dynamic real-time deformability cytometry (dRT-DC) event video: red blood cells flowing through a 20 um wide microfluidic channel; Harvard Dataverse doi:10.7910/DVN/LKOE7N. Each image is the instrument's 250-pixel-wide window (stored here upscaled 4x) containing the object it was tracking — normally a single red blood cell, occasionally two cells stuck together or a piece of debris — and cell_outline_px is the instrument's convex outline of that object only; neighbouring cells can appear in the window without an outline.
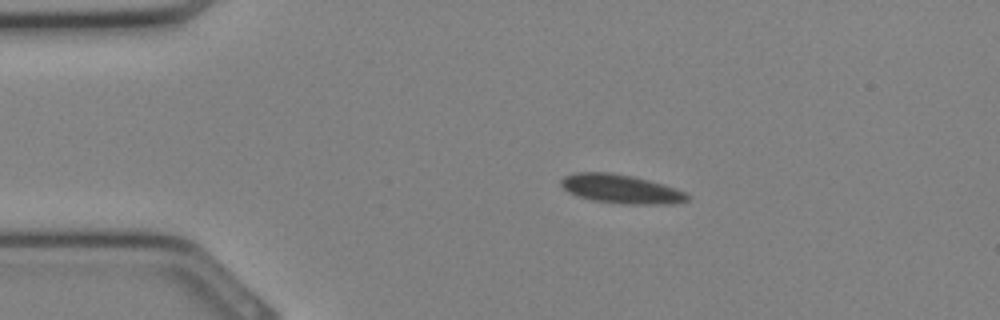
{"species": "Egyptian fruit bat (a non-hibernating species)", "species_latin": "Rousettus aegyptiacus", "temperature_condition": "cold", "stored_images_in_passage": 33, "camera_frame_rate_fps": 3000, "um_per_image_px": 0.085, "animal": {"sex": "female"}, "frame": {"image": 1, "passage_image": 6, "time_ms": 1.667, "image_size_px": [1000, 320], "cell_outline_px": [[692, 196], [688, 200], [672, 204], [628, 204], [592, 200], [576, 196], [568, 192], [560, 184], [560, 180], [564, 176], [576, 172], [612, 172], [632, 176], [664, 184], [676, 188]], "centroid_in_image_um": [52.78, 16.06], "position_along_channel_um": 32.2, "area_um2": 21.39}}
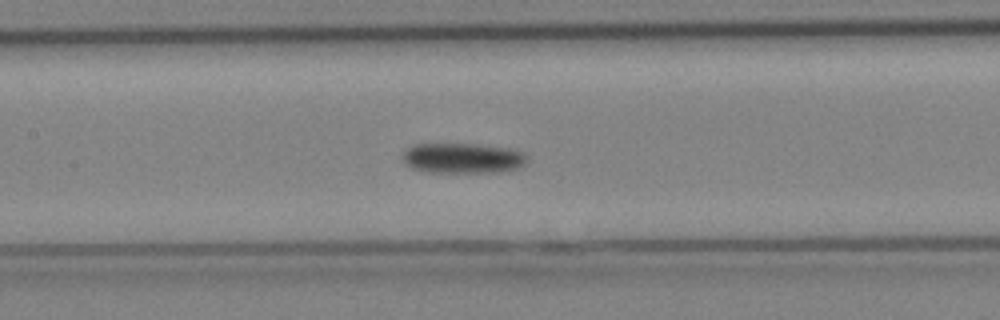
{"frame": {"image": 2, "passage_image": 15, "time_ms": 4.667, "image_size_px": [1000, 320], "cell_outline_px": [[528, 160], [520, 168], [500, 172], [428, 172], [412, 168], [404, 164], [400, 156], [400, 152], [412, 144], [480, 144], [516, 148], [524, 152], [528, 156]], "centroid_in_image_um": [39.34, 13.43], "position_along_channel_um": 168.1, "area_um2": 22.72}}
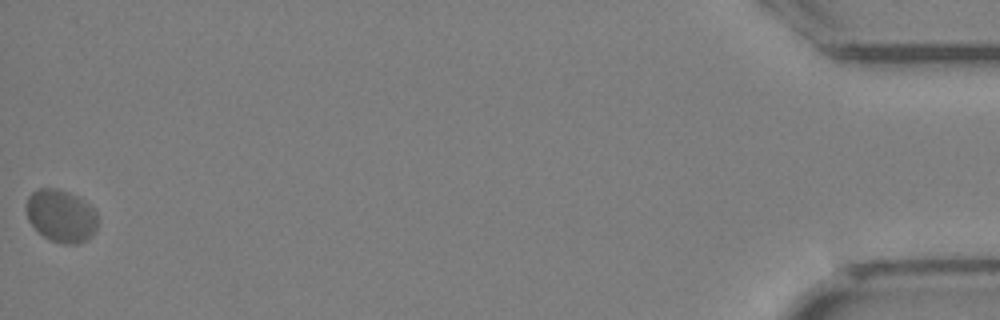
{"frame": {"image": 3, "passage_image": 33, "time_ms": 10.667, "image_size_px": [1000, 320], "cell_outline_px": [[96, 228], [92, 236], [76, 244], [60, 244], [44, 236], [28, 220], [24, 208], [28, 196], [36, 188], [60, 188], [84, 200], [96, 212]], "centroid_in_image_um": [5.15, 18.32], "position_along_channel_um": 430.0, "area_um2": 21.91}}